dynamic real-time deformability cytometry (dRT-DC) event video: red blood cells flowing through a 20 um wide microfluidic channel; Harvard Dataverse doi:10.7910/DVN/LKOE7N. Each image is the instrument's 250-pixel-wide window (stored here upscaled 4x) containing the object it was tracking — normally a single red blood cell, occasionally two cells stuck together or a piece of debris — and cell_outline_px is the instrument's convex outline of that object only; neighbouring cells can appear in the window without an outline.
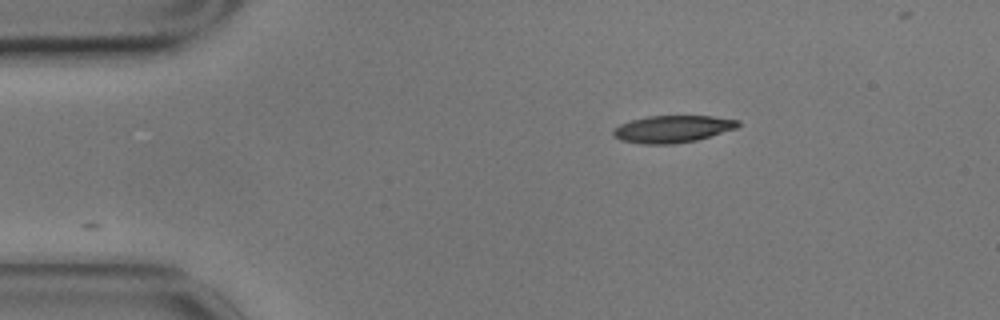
{"species": "common noctule bat (a hibernating species)", "species_latin": "Nyctalus noctula", "temperature_condition": "cold", "stored_images_in_passage": 46, "camera_frame_rate_fps": 3000, "um_per_image_px": 0.085, "animal": {"sex": "male", "body_mass_g": 17.9}, "frame": {"image": 1, "passage_image": 1, "time_ms": 0.0, "image_size_px": [1000, 320], "cell_outline_px": [[740, 124], [736, 128], [696, 140], [676, 144], [644, 144], [620, 140], [612, 136], [612, 128], [620, 124], [632, 120], [648, 116], [712, 116], [740, 120]], "centroid_in_image_um": [57.13, 10.96], "position_along_channel_um": 27.9, "area_um2": 19.77}}
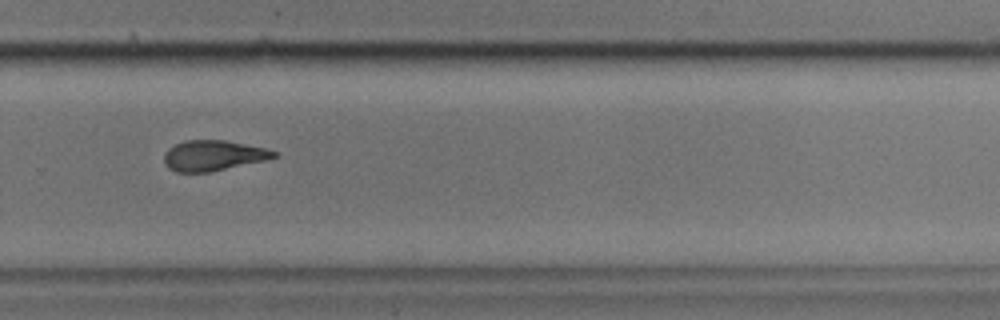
{"frame": {"image": 2, "passage_image": 30, "time_ms": 9.667, "image_size_px": [1000, 320], "cell_outline_px": [[280, 156], [264, 160], [208, 172], [176, 172], [168, 168], [164, 160], [164, 156], [168, 148], [184, 140], [224, 140], [268, 148], [280, 152]], "centroid_in_image_um": [18.16, 13.21], "position_along_channel_um": 311.6, "area_um2": 19.48}}
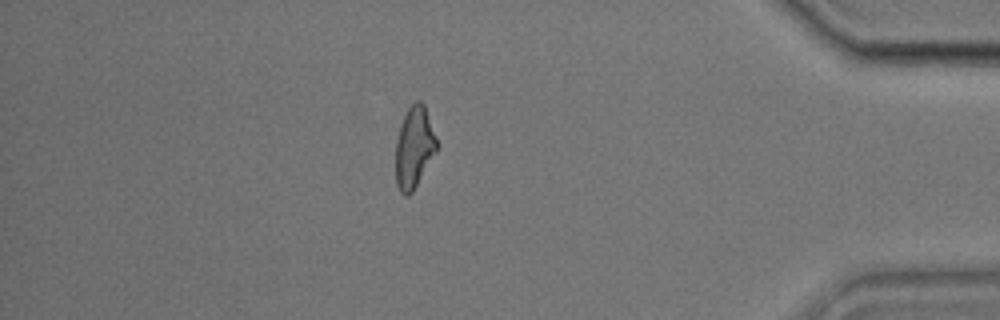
{"frame": {"image": 3, "passage_image": 41, "time_ms": 13.333, "image_size_px": [1000, 320], "cell_outline_px": [[440, 148], [412, 192], [408, 196], [404, 196], [400, 192], [396, 184], [396, 140], [400, 124], [408, 108], [416, 100], [420, 100], [424, 104], [440, 144]], "centroid_in_image_um": [35.24, 12.53], "position_along_channel_um": 400.0, "area_um2": 20.0}, "authors_computed_cell_mechanics": {"area_um2": 20.2589, "velocity_mm_per_s": 3.4787, "shape_relaxation_time_tau1_ms": 8.4536, "shape_relaxation_time_tau2_ms": 4.4072, "deformation_change_tau1": 0.1918, "deformation_change_tau2": 0.1344}}